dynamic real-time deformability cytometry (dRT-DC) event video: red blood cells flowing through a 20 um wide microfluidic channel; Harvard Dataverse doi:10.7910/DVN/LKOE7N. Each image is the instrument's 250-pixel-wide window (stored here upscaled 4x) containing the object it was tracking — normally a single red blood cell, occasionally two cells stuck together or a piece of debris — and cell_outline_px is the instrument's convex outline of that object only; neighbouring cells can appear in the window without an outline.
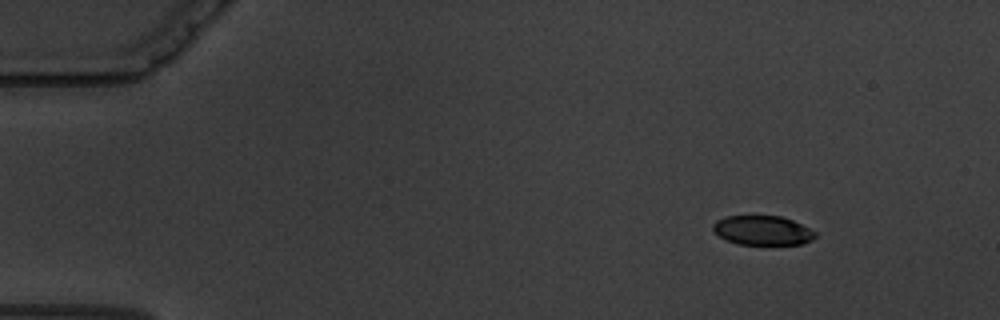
{"species": "common noctule bat (a hibernating species)", "species_latin": "Nyctalus noctula", "temperature_condition": "warm", "stored_images_in_passage": 42, "camera_frame_rate_fps": 3000, "um_per_image_px": 0.085, "animal": {"sex": "male", "body_mass_g": 19.5, "forearm_length_mm": 54.6}, "frame": {"image": 1, "passage_image": 1, "time_ms": 0.0, "image_size_px": [1000, 320], "cell_outline_px": [[816, 236], [812, 240], [800, 244], [740, 244], [728, 240], [720, 236], [712, 228], [712, 224], [716, 220], [724, 216], [780, 216], [792, 220], [816, 232]], "centroid_in_image_um": [64.81, 19.57], "position_along_channel_um": 20.2, "area_um2": 17.28}}
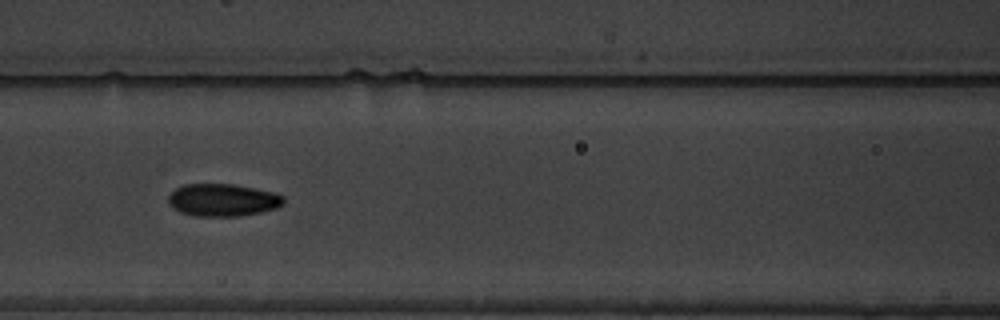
{"frame": {"image": 2, "passage_image": 21, "time_ms": 6.667, "image_size_px": [1000, 320], "cell_outline_px": [[284, 204], [276, 208], [260, 212], [240, 216], [196, 216], [180, 212], [172, 208], [168, 204], [168, 196], [176, 188], [184, 184], [232, 184], [276, 192], [284, 196]], "centroid_in_image_um": [18.93, 17.0], "position_along_channel_um": 147.7, "area_um2": 21.96}}
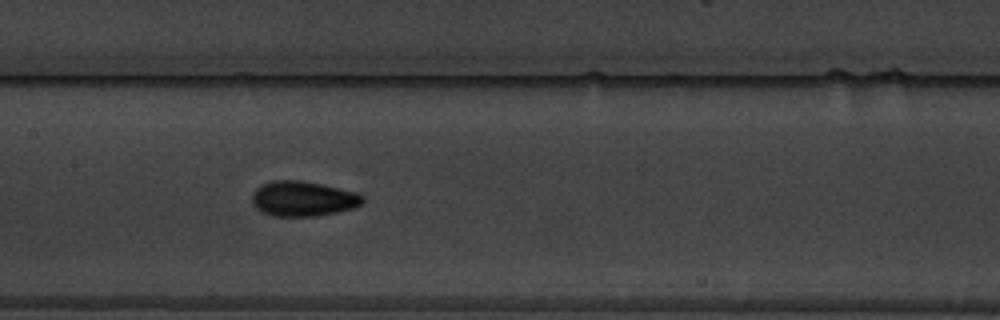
{"frame": {"image": 3, "passage_image": 24, "time_ms": 7.667, "image_size_px": [1000, 320], "cell_outline_px": [[364, 204], [352, 208], [336, 212], [316, 216], [272, 216], [260, 212], [252, 204], [252, 196], [256, 188], [272, 180], [300, 180], [360, 192], [364, 196]], "centroid_in_image_um": [25.78, 16.89], "position_along_channel_um": 181.6, "area_um2": 22.83}, "authors_computed_cell_mechanics": {"area_um2": 21.4727, "velocity_mm_per_s": 3.3831, "shape_relaxation_time_tau1_ms": 4.1513, "shape_relaxation_time_tau2_ms": 1.5222, "deformation_change_tau1": 0.158, "deformation_change_tau2": 0.0516}}